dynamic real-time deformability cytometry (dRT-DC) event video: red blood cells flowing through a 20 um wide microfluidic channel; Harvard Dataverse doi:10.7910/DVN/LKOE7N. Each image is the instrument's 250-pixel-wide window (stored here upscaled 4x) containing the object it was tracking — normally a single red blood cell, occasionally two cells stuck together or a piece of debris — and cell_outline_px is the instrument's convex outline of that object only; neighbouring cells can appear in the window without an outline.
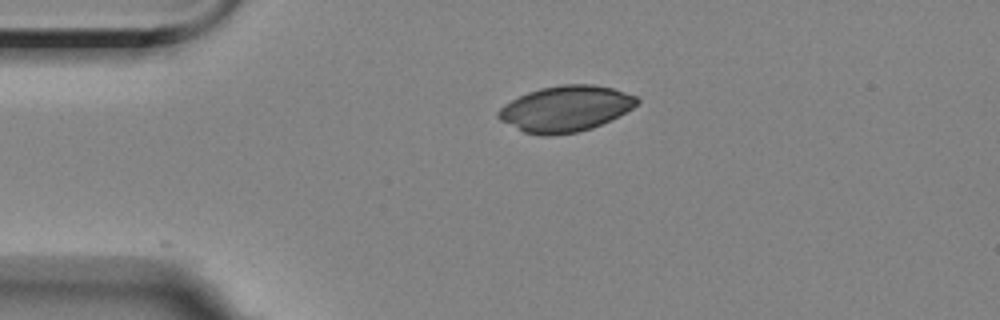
{"species": "Egyptian fruit bat (a non-hibernating species)", "species_latin": "Rousettus aegyptiacus", "temperature_condition": "room temperature", "stored_images_in_passage": 2, "camera_frame_rate_fps": 3000, "um_per_image_px": 0.085, "animal": {"sex": "female"}, "frame": {"image": 1, "passage_image": 1, "time_ms": 0.0, "image_size_px": [1000, 320], "cell_outline_px": [[640, 100], [632, 108], [592, 128], [576, 132], [548, 136], [540, 136], [524, 132], [500, 120], [496, 116], [496, 112], [504, 104], [528, 92], [540, 88], [560, 84], [592, 84], [612, 88], [636, 96]], "centroid_in_image_um": [48.03, 9.24], "position_along_channel_um": 37.0, "area_um2": 36.76}}